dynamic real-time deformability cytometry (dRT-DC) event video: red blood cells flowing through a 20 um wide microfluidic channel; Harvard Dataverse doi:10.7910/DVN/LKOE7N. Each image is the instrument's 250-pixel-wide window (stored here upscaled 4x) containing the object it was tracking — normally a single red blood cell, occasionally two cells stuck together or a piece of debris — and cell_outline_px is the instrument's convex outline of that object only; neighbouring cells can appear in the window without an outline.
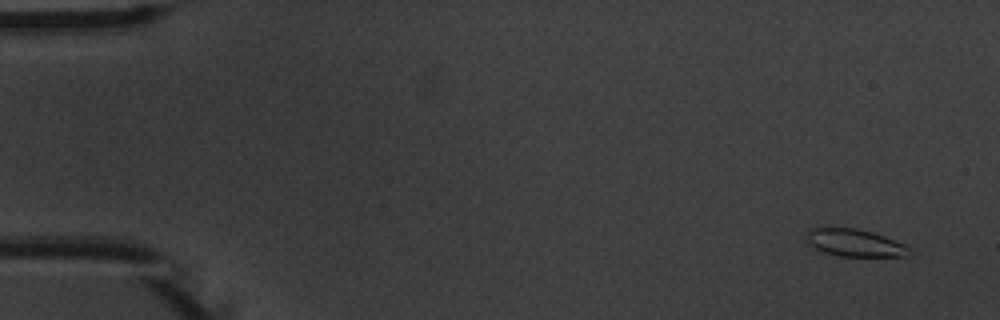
{"species": "common noctule bat (a hibernating species)", "species_latin": "Nyctalus noctula", "temperature_condition": "warm", "stored_images_in_passage": 5, "camera_frame_rate_fps": 3000, "um_per_image_px": 0.085, "animal": {"sex": "male", "body_mass_g": 20.1, "forearm_length_mm": 53.5}, "frame": {"image": 1, "passage_image": 1, "time_ms": 0.0, "image_size_px": [1000, 320], "cell_outline_px": [[908, 248], [904, 256], [840, 256], [824, 252], [816, 248], [808, 240], [808, 232], [816, 224], [828, 224], [856, 228], [872, 232], [884, 236], [904, 244]], "centroid_in_image_um": [72.54, 20.57], "position_along_channel_um": 12.5, "area_um2": 16.59}}
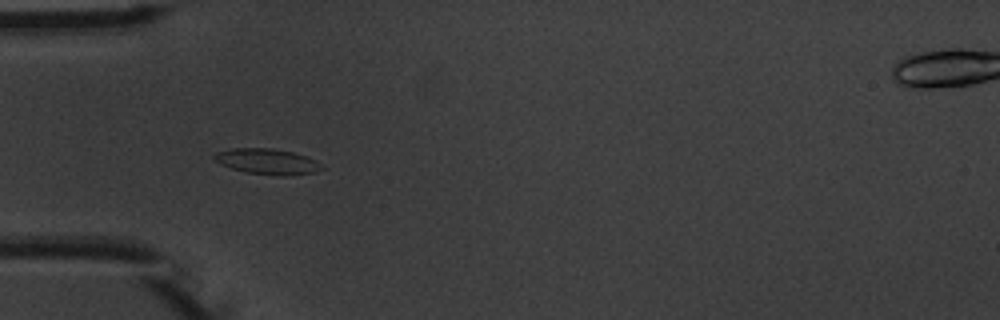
{"frame": {"image": 2, "passage_image": 4, "time_ms": 4.667, "image_size_px": [1000, 320], "cell_outline_px": [[324, 168], [316, 172], [288, 176], [280, 176], [248, 172], [232, 168], [220, 164], [212, 156], [216, 152], [232, 148], [272, 148], [292, 152], [316, 160]], "centroid_in_image_um": [22.73, 13.73], "position_along_channel_um": 62.3, "area_um2": 15.95}}
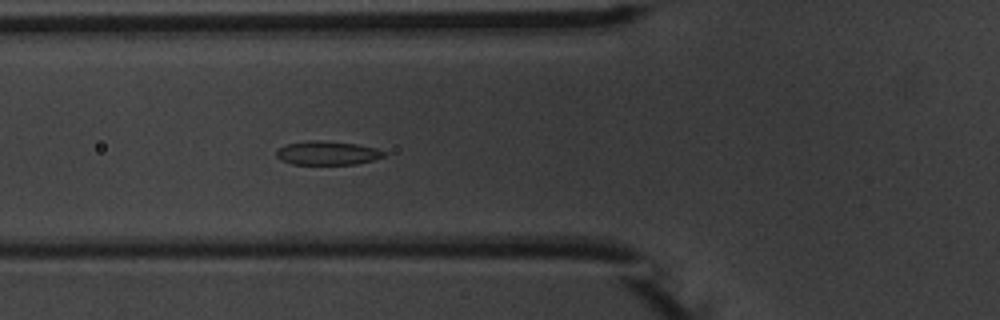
{"frame": {"image": 3, "passage_image": 5, "time_ms": 5.667, "image_size_px": [1000, 320], "cell_outline_px": [[388, 152], [384, 156], [372, 160], [356, 164], [292, 164], [280, 160], [276, 156], [276, 152], [280, 148], [288, 144], [308, 140], [316, 140], [356, 144], [376, 148]], "centroid_in_image_um": [27.83, 13.01], "position_along_channel_um": 98.0, "area_um2": 14.8}}